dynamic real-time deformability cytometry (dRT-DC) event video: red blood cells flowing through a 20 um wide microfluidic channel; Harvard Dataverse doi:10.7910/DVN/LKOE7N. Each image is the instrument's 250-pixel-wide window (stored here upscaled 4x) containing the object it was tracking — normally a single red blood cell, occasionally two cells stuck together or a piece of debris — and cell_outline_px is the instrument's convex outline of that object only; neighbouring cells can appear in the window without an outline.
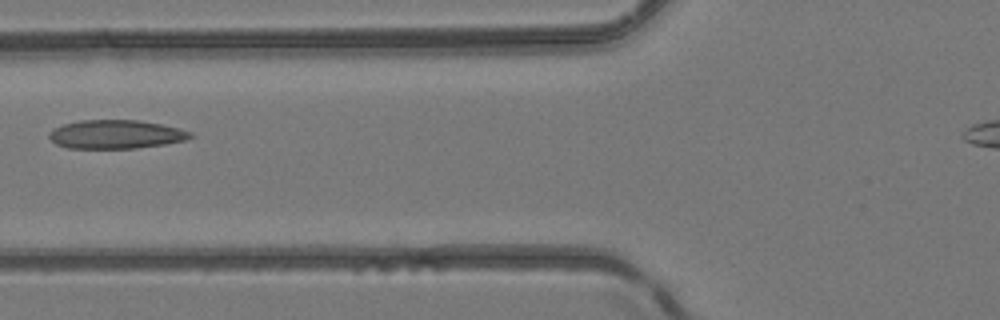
{"species": "common noctule bat (a hibernating species)", "species_latin": "Nyctalus noctula", "temperature_condition": "room temperature", "stored_images_in_passage": 6, "camera_frame_rate_fps": 3000, "um_per_image_px": 0.085, "animal": {"sex": "female", "body_mass_g": 24.6, "forearm_length_mm": 56.2}, "frame": {"image": 1, "passage_image": 6, "time_ms": 5.667, "image_size_px": [1000, 320], "cell_outline_px": [[196, 136], [184, 140], [164, 144], [136, 148], [68, 148], [56, 144], [48, 136], [56, 128], [64, 124], [80, 120], [140, 120], [180, 128], [192, 132]], "centroid_in_image_um": [9.9, 11.41], "position_along_channel_um": 115.9, "area_um2": 23.47}}